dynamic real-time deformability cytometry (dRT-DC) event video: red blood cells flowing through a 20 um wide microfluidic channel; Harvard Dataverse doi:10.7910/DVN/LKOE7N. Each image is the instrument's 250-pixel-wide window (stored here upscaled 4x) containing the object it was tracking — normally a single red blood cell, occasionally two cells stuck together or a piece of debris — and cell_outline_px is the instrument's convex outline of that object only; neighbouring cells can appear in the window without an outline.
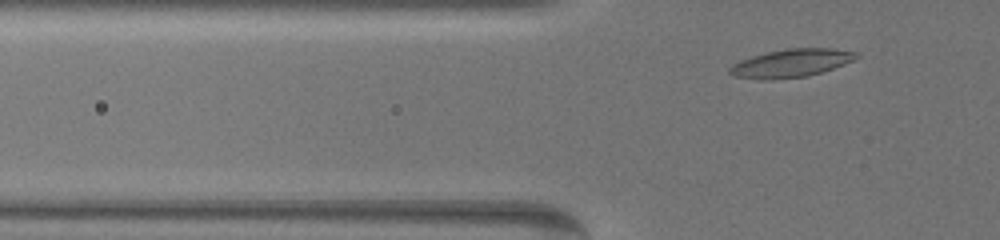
{"species": "common noctule bat (a hibernating species)", "species_latin": "Nyctalus noctula", "temperature_condition": "warm", "stored_images_in_passage": 40, "camera_frame_rate_fps": 3000, "um_per_image_px": 0.085, "animal": {"sex": "female", "body_mass_g": 19.5, "forearm_length_mm": 54.1}, "frame": {"image": 1, "passage_image": 6, "time_ms": 1.667, "image_size_px": [1000, 240], "cell_outline_px": [[860, 56], [844, 64], [808, 76], [736, 76], [728, 72], [728, 68], [732, 64], [740, 60], [752, 56], [768, 52], [788, 48], [832, 48], [860, 52]], "centroid_in_image_um": [67.35, 5.29], "position_along_channel_um": 58.4, "area_um2": 19.59}}
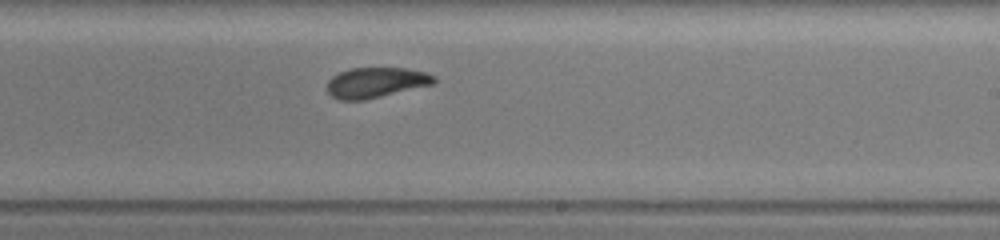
{"frame": {"image": 2, "passage_image": 25, "time_ms": 8.0, "image_size_px": [1000, 240], "cell_outline_px": [[436, 80], [432, 84], [364, 100], [340, 100], [332, 96], [328, 92], [328, 80], [332, 76], [340, 72], [352, 68], [408, 68], [424, 72], [436, 76]], "centroid_in_image_um": [31.94, 7.01], "position_along_channel_um": 257.1, "area_um2": 18.67}}
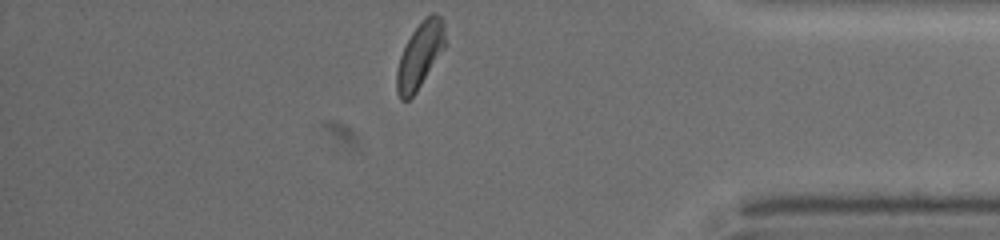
{"frame": {"image": 3, "passage_image": 40, "time_ms": 13.0, "image_size_px": [1000, 240], "cell_outline_px": [[444, 48], [416, 92], [408, 100], [400, 100], [396, 92], [396, 72], [400, 56], [412, 32], [424, 16], [432, 12], [436, 12], [440, 16], [444, 24]], "centroid_in_image_um": [35.67, 4.68], "position_along_channel_um": 399.5, "area_um2": 18.38}, "authors_computed_cell_mechanics": {"area_um2": 19.5942, "velocity_mm_per_s": 3.3265, "shape_relaxation_time_tau1_ms": 4.5179, "shape_relaxation_time_tau2_ms": 2.4454, "deformation_change_tau1": 0.1302, "deformation_change_tau2": 0.0829}}